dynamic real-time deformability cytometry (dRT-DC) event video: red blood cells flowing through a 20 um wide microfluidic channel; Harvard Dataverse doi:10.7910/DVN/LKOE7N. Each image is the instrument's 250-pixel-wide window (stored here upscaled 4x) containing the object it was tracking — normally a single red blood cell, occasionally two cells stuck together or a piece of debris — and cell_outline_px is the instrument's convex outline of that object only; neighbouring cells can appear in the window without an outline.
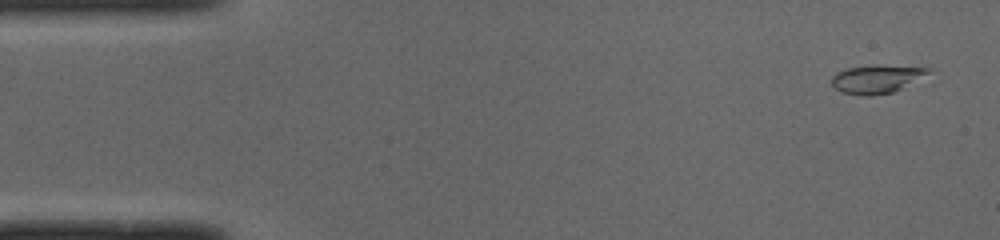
{"species": "common noctule bat (a hibernating species)", "species_latin": "Nyctalus noctula", "temperature_condition": "cold", "stored_images_in_passage": 50, "camera_frame_rate_fps": 3000, "um_per_image_px": 0.085, "animal": {"sex": "male", "body_mass_g": 19.0, "forearm_length_mm": 50.8}, "frame": {"image": 1, "passage_image": 2, "time_ms": 0.333, "image_size_px": [1000, 240], "cell_outline_px": [[932, 72], [892, 92], [872, 96], [864, 96], [840, 92], [832, 84], [832, 76], [836, 72], [848, 68], [932, 68]], "centroid_in_image_um": [74.44, 6.79], "position_along_channel_um": 10.6, "area_um2": 14.74}}
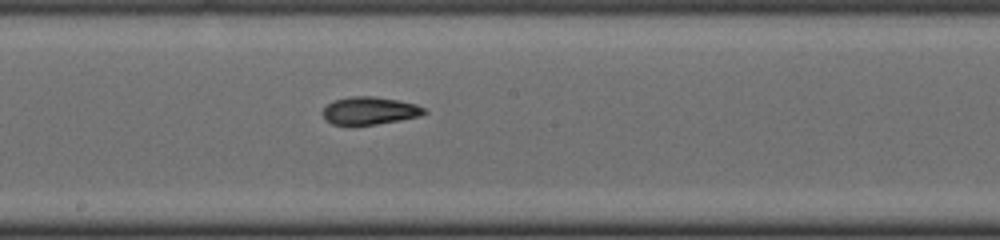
{"frame": {"image": 2, "passage_image": 26, "time_ms": 8.333, "image_size_px": [1000, 240], "cell_outline_px": [[428, 112], [420, 116], [400, 120], [376, 124], [332, 124], [324, 116], [324, 108], [328, 104], [336, 100], [352, 96], [376, 96], [400, 100], [416, 104], [424, 108]], "centroid_in_image_um": [31.49, 9.39], "position_along_channel_um": 216.7, "area_um2": 16.13}}
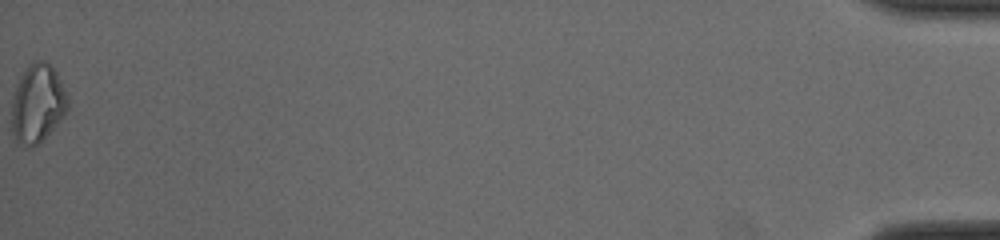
{"frame": {"image": 3, "passage_image": 50, "time_ms": 16.333, "image_size_px": [1000, 240], "cell_outline_px": [[68, 108], [56, 124], [36, 144], [20, 144], [16, 140], [12, 132], [12, 96], [16, 84], [20, 76], [28, 64], [36, 60], [44, 60], [56, 72], [68, 96]], "centroid_in_image_um": [3.17, 8.73], "position_along_channel_um": 432.0, "area_um2": 25.09}, "authors_computed_cell_mechanics": {"area_um2": 16.762, "velocity_mm_per_s": 3.995, "shape_relaxation_time_tau1_ms": 4.5982, "shape_relaxation_time_tau2_ms": 1.6361, "deformation_change_tau1": 0.1786, "deformation_change_tau2": 0.0587}}